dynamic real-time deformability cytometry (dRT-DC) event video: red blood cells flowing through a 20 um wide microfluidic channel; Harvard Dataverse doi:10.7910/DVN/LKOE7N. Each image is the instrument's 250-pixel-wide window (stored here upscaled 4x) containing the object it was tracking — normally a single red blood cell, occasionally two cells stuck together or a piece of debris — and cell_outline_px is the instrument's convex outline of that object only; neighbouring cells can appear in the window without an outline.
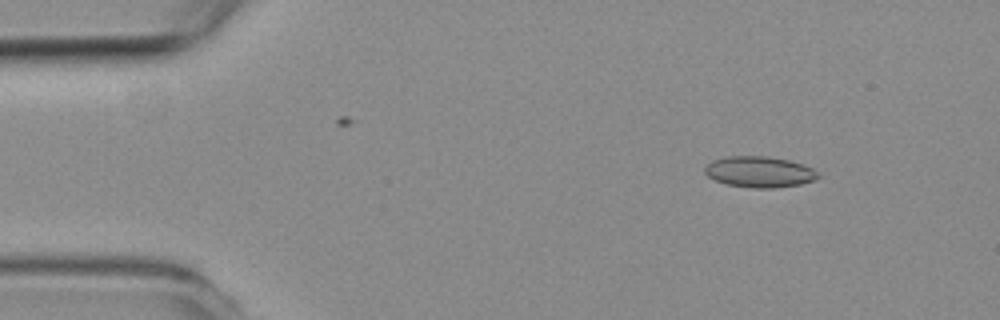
{"species": "common noctule bat (a hibernating species)", "species_latin": "Nyctalus noctula", "temperature_condition": "room temperature", "stored_images_in_passage": 4, "segment_of_instrument_passage": [1, 2], "camera_frame_rate_fps": 3000, "um_per_image_px": 0.085, "animal": {"sex": "female", "body_mass_g": 19.3, "forearm_length_mm": 54.1}, "frame": {"image": 1, "passage_image": 1, "time_ms": 0.0, "image_size_px": [1000, 320], "cell_outline_px": [[820, 176], [816, 180], [800, 184], [772, 188], [756, 188], [728, 184], [716, 180], [708, 176], [704, 172], [704, 168], [712, 160], [728, 156], [768, 156], [788, 160], [804, 164], [812, 168]], "centroid_in_image_um": [64.57, 14.6], "position_along_channel_um": 20.4, "area_um2": 20.35}}
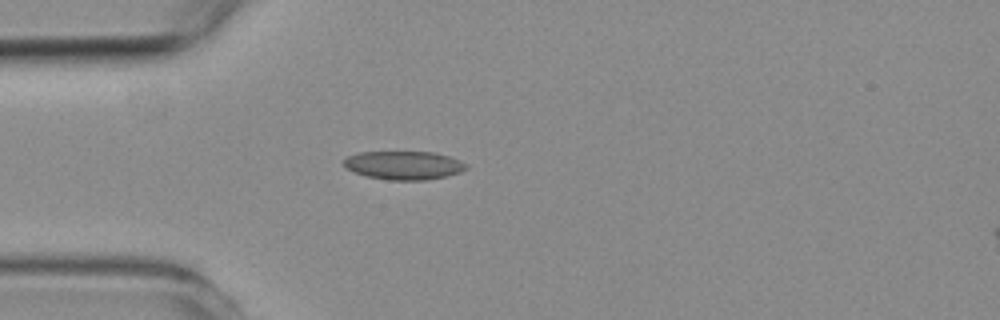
{"frame": {"image": 2, "passage_image": 3, "time_ms": 2.667, "image_size_px": [1000, 320], "cell_outline_px": [[468, 168], [460, 172], [448, 176], [424, 180], [388, 180], [368, 176], [344, 168], [344, 160], [348, 156], [360, 152], [432, 152], [448, 156], [460, 160], [468, 164]], "centroid_in_image_um": [34.35, 14.05], "position_along_channel_um": 50.6, "area_um2": 20.29}}